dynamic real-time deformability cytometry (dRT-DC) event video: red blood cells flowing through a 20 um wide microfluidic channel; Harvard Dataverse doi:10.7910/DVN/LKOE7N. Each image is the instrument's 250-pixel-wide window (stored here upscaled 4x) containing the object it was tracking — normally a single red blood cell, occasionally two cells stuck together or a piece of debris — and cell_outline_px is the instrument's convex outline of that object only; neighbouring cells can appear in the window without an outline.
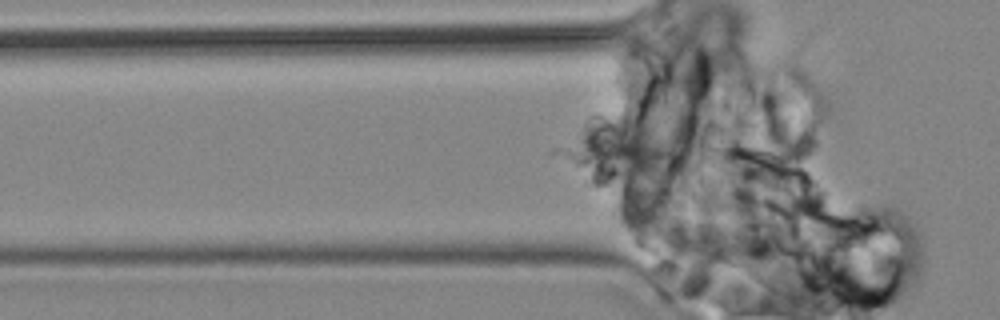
{"species": "common noctule bat (a hibernating species)", "species_latin": "Nyctalus noctula", "temperature_condition": "cold", "stored_images_in_passage": 9, "camera_frame_rate_fps": 3000, "um_per_image_px": 0.085, "animal": {"sex": "male", "body_mass_g": 19.2, "forearm_length_mm": 51.8}, "frame": {"image": 1, "passage_image": 4, "time_ms": 3.333, "image_size_px": [1000, 320], "cell_outline_px": [[684, 164], [676, 176], [672, 180], [608, 180], [576, 148], [576, 136], [580, 128], [584, 124], [596, 116], [608, 116], [660, 140], [684, 156]], "centroid_in_image_um": [53.27, 12.9], "position_along_channel_um": 72.5, "area_um2": 34.45}}
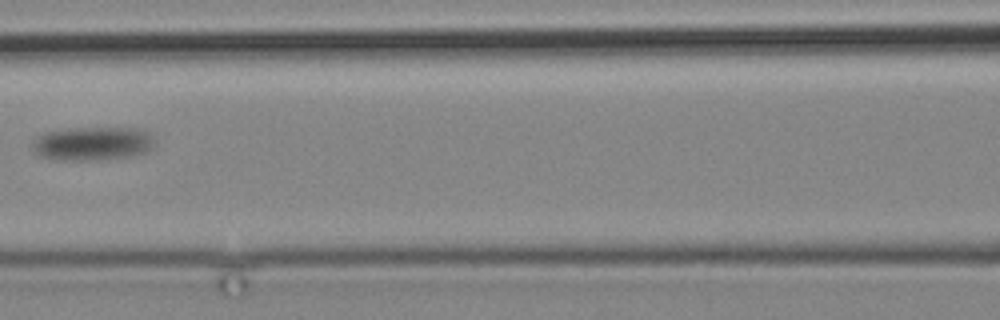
{"frame": {"image": 2, "passage_image": 7, "time_ms": 7.667, "image_size_px": [1000, 320], "cell_outline_px": [[156, 144], [152, 148], [144, 152], [132, 156], [96, 160], [56, 160], [40, 156], [32, 152], [32, 144], [36, 136], [44, 132], [68, 128], [144, 128], [156, 140]], "centroid_in_image_um": [7.86, 12.2], "position_along_channel_um": 158.7, "area_um2": 24.51}}
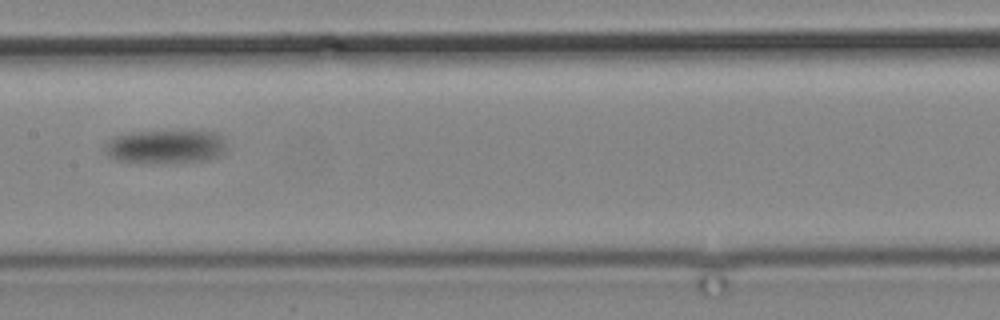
{"frame": {"image": 3, "passage_image": 8, "time_ms": 9.0, "image_size_px": [1000, 320], "cell_outline_px": [[228, 148], [220, 156], [208, 160], [156, 164], [116, 160], [108, 156], [104, 152], [104, 140], [112, 136], [132, 132], [220, 132], [224, 136]], "centroid_in_image_um": [14.06, 12.48], "position_along_channel_um": 193.3, "area_um2": 24.51}}